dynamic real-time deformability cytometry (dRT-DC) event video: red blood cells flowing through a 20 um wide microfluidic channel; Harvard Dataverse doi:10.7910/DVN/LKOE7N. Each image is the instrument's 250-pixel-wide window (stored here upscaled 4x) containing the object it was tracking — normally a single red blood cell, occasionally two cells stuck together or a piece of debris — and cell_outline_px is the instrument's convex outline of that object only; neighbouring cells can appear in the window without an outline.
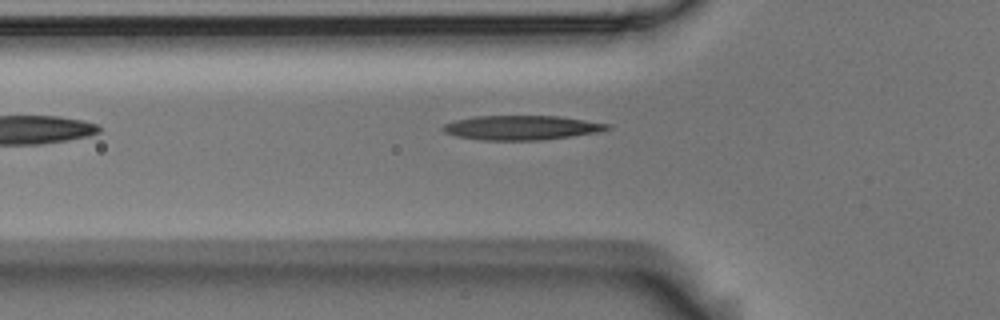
{"species": "Egyptian fruit bat (a non-hibernating species)", "species_latin": "Rousettus aegyptiacus", "temperature_condition": "room temperature", "stored_images_in_passage": 4, "camera_frame_rate_fps": 3000, "um_per_image_px": 0.085, "animal": {"sex": "male"}, "frame": {"image": 1, "passage_image": 4, "time_ms": 1.0, "image_size_px": [1000, 320], "cell_outline_px": [[612, 128], [600, 132], [544, 140], [480, 140], [456, 136], [444, 132], [440, 128], [444, 124], [456, 120], [472, 116], [556, 116], [612, 124]], "centroid_in_image_um": [44.34, 10.85], "position_along_channel_um": 81.5, "area_um2": 23.52}}